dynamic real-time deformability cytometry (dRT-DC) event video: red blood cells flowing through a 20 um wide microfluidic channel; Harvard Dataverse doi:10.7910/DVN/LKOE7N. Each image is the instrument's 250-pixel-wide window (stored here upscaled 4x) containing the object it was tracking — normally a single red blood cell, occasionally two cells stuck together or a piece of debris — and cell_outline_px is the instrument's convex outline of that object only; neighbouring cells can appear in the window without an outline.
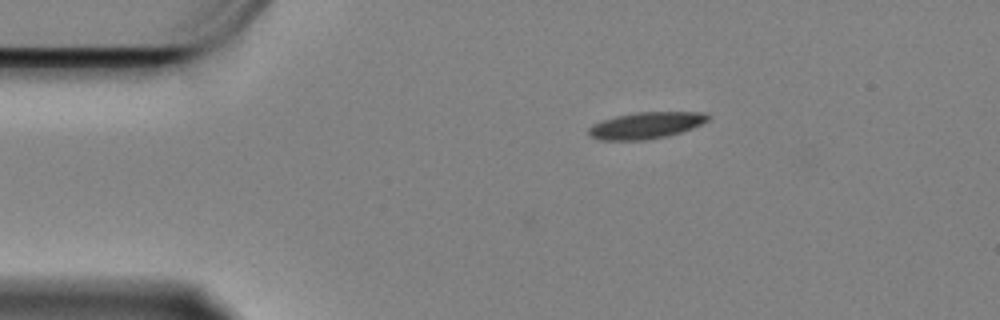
{"species": "Egyptian fruit bat (a non-hibernating species)", "species_latin": "Rousettus aegyptiacus", "temperature_condition": "cold", "stored_images_in_passage": 2, "camera_frame_rate_fps": 3000, "um_per_image_px": 0.085, "animal": {"sex": "female"}, "frame": {"image": 1, "passage_image": 2, "time_ms": 0.333, "image_size_px": [1000, 320], "cell_outline_px": [[712, 116], [708, 120], [692, 128], [680, 132], [664, 136], [644, 140], [600, 140], [592, 136], [588, 132], [588, 128], [592, 124], [616, 116], [636, 112], [704, 112]], "centroid_in_image_um": [54.91, 10.65], "position_along_channel_um": 30.1, "area_um2": 18.26}}